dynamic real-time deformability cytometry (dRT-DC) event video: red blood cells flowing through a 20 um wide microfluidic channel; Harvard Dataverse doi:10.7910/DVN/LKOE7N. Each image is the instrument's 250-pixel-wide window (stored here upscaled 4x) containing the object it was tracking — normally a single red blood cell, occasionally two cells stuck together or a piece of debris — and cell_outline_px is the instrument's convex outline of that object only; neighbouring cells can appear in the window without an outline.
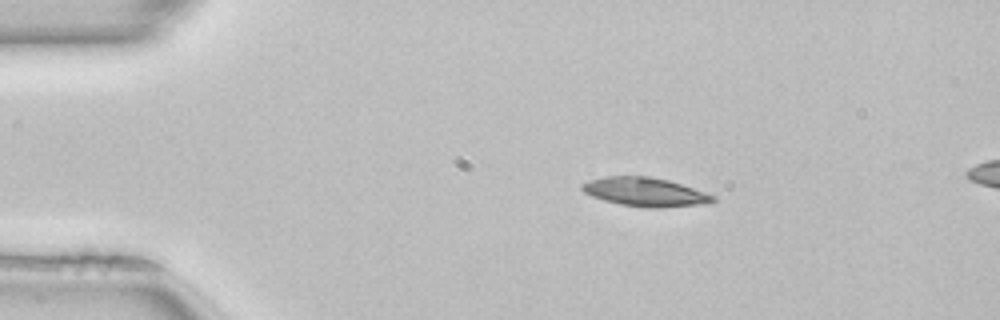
{"species": "common noctule bat (a hibernating species)", "species_latin": "Nyctalus noctula", "temperature_condition": "room temperature", "stored_images_in_passage": 13, "camera_frame_rate_fps": 3000, "um_per_image_px": 0.085, "animal": {"sex": "female", "body_mass_g": 22.7, "forearm_length_mm": 54.2}, "frame": {"image": 1, "passage_image": 8, "time_ms": 2.333, "image_size_px": [1000, 320], "cell_outline_px": [[716, 200], [712, 204], [660, 208], [648, 208], [620, 204], [604, 200], [592, 196], [584, 192], [580, 188], [580, 184], [588, 180], [604, 176], [648, 176], [668, 180], [716, 196]], "centroid_in_image_um": [54.85, 16.33], "position_along_channel_um": 30.2, "area_um2": 22.2}}